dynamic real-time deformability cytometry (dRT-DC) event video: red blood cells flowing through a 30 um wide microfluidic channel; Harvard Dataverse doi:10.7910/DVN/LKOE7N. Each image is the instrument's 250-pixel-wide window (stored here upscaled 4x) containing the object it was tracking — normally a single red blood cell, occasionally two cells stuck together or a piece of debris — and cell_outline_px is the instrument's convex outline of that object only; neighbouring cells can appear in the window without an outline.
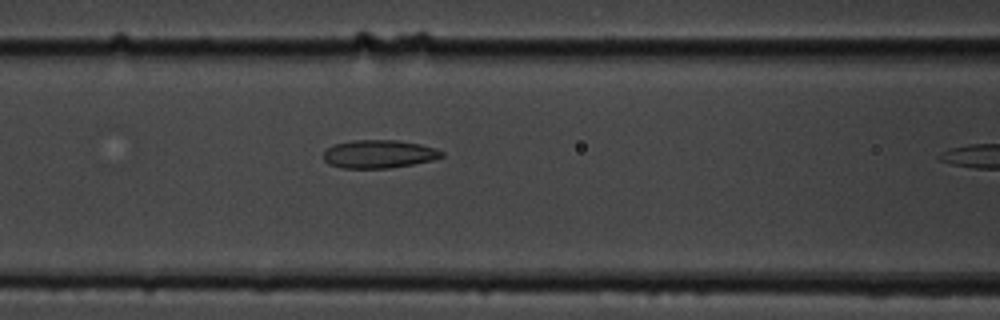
{"species": "common noctule bat (a hibernating species)", "species_latin": "Nyctalus noctula", "temperature_condition": "cold", "stored_images_in_passage": 6, "segment_of_instrument_passage": [1, 2], "camera_frame_rate_fps": 3000, "um_per_image_px": 0.085, "animal": {"sex": "male", "body_mass_g": 19.5, "forearm_length_mm": 54.6}, "frame": {"image": 1, "passage_image": 5, "time_ms": 5.667, "image_size_px": [1000, 320], "cell_outline_px": [[444, 156], [432, 160], [412, 164], [388, 168], [340, 168], [328, 164], [324, 160], [324, 152], [328, 148], [336, 144], [352, 140], [396, 140], [420, 144], [436, 148], [444, 152]], "centroid_in_image_um": [32.21, 13.09], "position_along_channel_um": 134.4, "area_um2": 19.36}}